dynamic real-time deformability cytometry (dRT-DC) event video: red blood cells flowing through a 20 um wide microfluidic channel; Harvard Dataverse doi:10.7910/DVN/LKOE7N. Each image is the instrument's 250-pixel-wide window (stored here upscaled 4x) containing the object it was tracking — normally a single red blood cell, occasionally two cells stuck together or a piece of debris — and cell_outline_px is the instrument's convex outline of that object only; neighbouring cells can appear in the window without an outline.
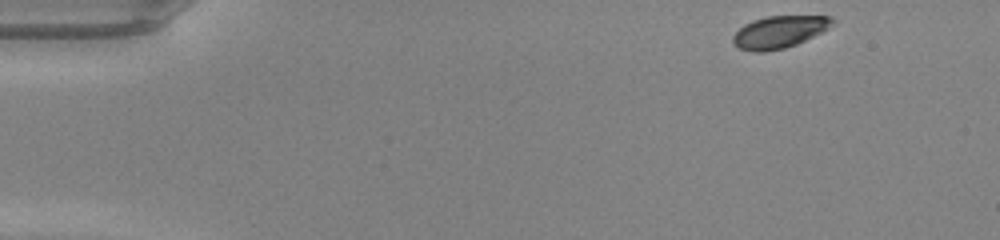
{"species": "common noctule bat (a hibernating species)", "species_latin": "Nyctalus noctula", "temperature_condition": "warm", "stored_images_in_passage": 45, "camera_frame_rate_fps": 3000, "um_per_image_px": 0.085, "animal": {"sex": "male", "body_mass_g": 20.0, "forearm_length_mm": 53.3}, "frame": {"image": 1, "passage_image": 1, "time_ms": 0.0, "image_size_px": [1000, 240], "cell_outline_px": [[836, 24], [796, 44], [784, 48], [764, 52], [752, 52], [740, 48], [732, 44], [732, 36], [744, 24], [752, 20], [768, 16], [832, 16], [836, 20]], "centroid_in_image_um": [66.23, 2.71], "position_along_channel_um": 18.8, "area_um2": 18.67}}
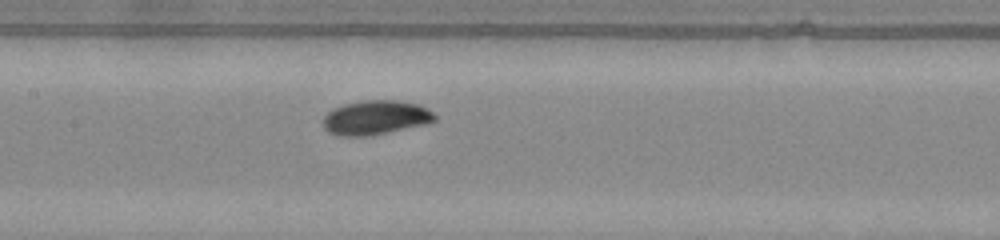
{"frame": {"image": 2, "passage_image": 20, "time_ms": 6.333, "image_size_px": [1000, 240], "cell_outline_px": [[436, 120], [424, 124], [388, 132], [368, 136], [340, 136], [328, 132], [324, 128], [324, 116], [332, 108], [344, 104], [364, 100], [396, 100], [420, 104], [428, 108], [436, 116]], "centroid_in_image_um": [31.92, 9.98], "position_along_channel_um": 175.5, "area_um2": 22.31}}
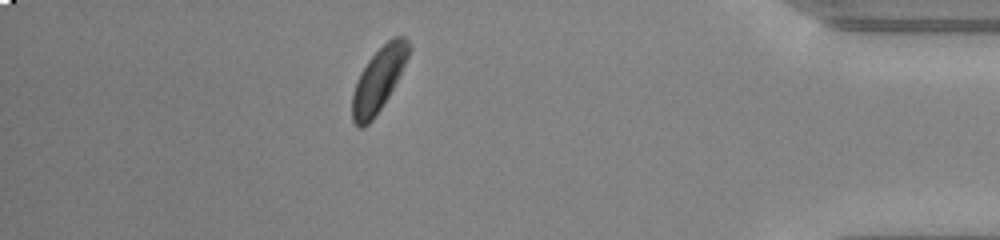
{"frame": {"image": 3, "passage_image": 39, "time_ms": 12.667, "image_size_px": [1000, 240], "cell_outline_px": [[412, 48], [388, 96], [372, 120], [364, 128], [360, 128], [352, 120], [352, 92], [360, 72], [368, 60], [392, 36], [404, 36], [408, 40]], "centroid_in_image_um": [32.16, 6.75], "position_along_channel_um": 403.0, "area_um2": 20.63}, "authors_computed_cell_mechanics": {"area_um2": 21.097, "velocity_mm_per_s": 4.2247, "shape_relaxation_time_tau1_ms": 1.027, "shape_relaxation_time_tau2_ms": null, "deformation_change_tau1": 0.0942, "deformation_change_tau2": null}}